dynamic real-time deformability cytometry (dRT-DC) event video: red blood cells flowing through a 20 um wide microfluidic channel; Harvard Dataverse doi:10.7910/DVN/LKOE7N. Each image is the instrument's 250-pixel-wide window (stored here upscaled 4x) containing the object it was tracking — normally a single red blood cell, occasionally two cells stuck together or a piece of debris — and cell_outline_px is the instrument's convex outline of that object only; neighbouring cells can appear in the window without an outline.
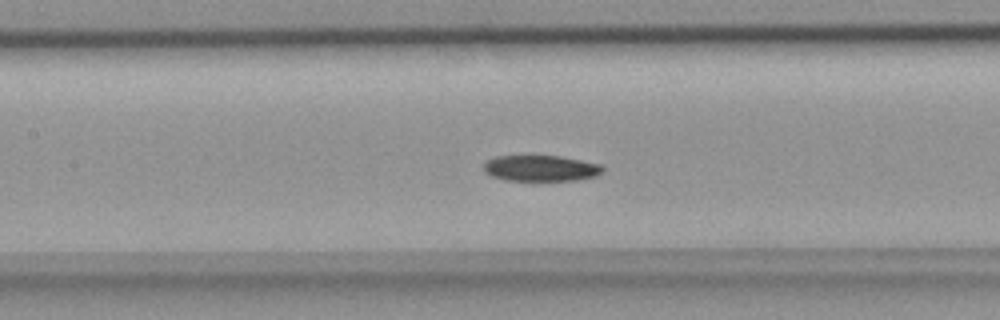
{"species": "common noctule bat (a hibernating species)", "species_latin": "Nyctalus noctula", "temperature_condition": "room temperature", "stored_images_in_passage": 50, "camera_frame_rate_fps": 3000, "um_per_image_px": 0.085, "animal": {"sex": "female", "body_mass_g": 18.4}, "frame": {"image": 1, "passage_image": 22, "time_ms": 7.0, "image_size_px": [1000, 320], "cell_outline_px": [[604, 172], [596, 176], [576, 180], [532, 184], [504, 180], [492, 176], [484, 172], [484, 164], [488, 160], [496, 156], [560, 156], [600, 164], [604, 168]], "centroid_in_image_um": [45.96, 14.36], "position_along_channel_um": 161.4, "area_um2": 18.96}}
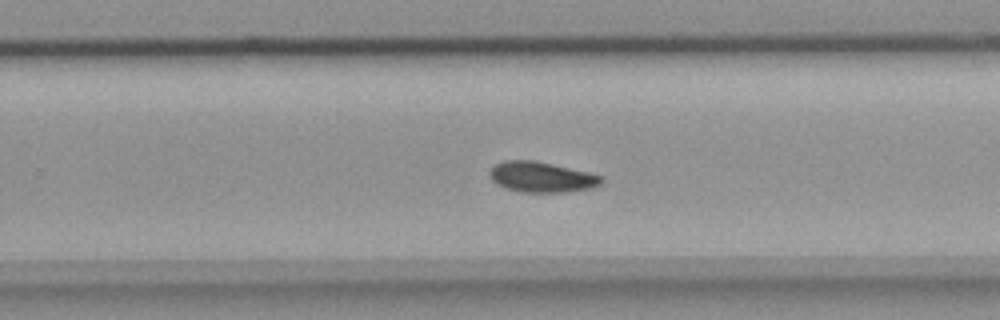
{"frame": {"image": 2, "passage_image": 31, "time_ms": 10.0, "image_size_px": [1000, 320], "cell_outline_px": [[604, 180], [600, 184], [588, 188], [564, 192], [520, 192], [508, 188], [492, 180], [488, 172], [496, 164], [504, 160], [536, 160], [588, 172], [604, 176]], "centroid_in_image_um": [46.05, 15.03], "position_along_channel_um": 283.8, "area_um2": 19.65}}
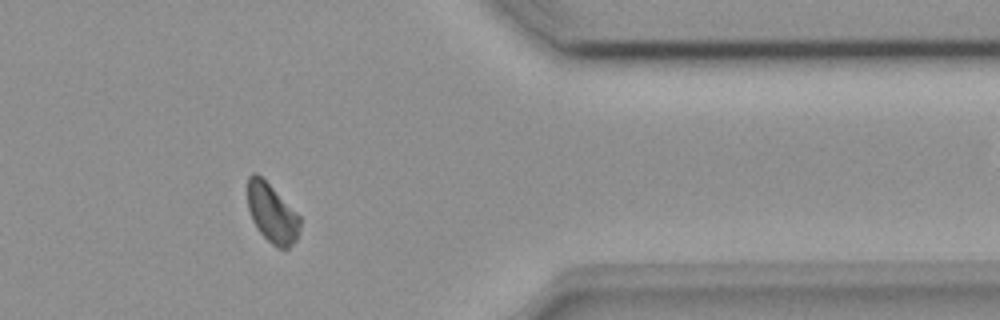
{"frame": {"image": 3, "passage_image": 40, "time_ms": 13.0, "image_size_px": [1000, 320], "cell_outline_px": [[300, 228], [296, 240], [288, 248], [276, 248], [256, 228], [252, 220], [248, 208], [248, 176], [252, 172], [256, 172], [300, 216]], "centroid_in_image_um": [23.11, 18.14], "position_along_channel_um": 388.3, "area_um2": 17.74}}